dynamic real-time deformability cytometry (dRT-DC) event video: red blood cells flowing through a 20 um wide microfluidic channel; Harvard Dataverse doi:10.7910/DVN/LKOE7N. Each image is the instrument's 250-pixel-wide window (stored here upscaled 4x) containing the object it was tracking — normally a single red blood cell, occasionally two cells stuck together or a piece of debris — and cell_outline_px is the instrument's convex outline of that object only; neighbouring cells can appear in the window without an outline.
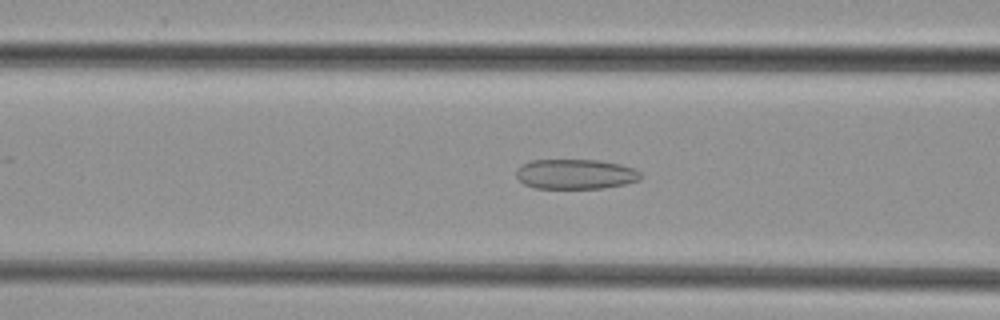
{"species": "common noctule bat (a hibernating species)", "species_latin": "Nyctalus noctula", "temperature_condition": "cold", "stored_images_in_passage": 41, "camera_frame_rate_fps": 3000, "um_per_image_px": 0.085, "animal": {"sex": "female", "body_mass_g": 29.2, "forearm_length_mm": 56.3}, "frame": {"image": 1, "passage_image": 12, "time_ms": 3.667, "image_size_px": [1000, 320], "cell_outline_px": [[640, 180], [624, 184], [604, 188], [536, 188], [524, 184], [516, 176], [516, 168], [520, 164], [532, 160], [600, 160], [620, 164], [636, 168], [640, 172]], "centroid_in_image_um": [48.91, 14.79], "position_along_channel_um": 117.7, "area_um2": 21.85}}
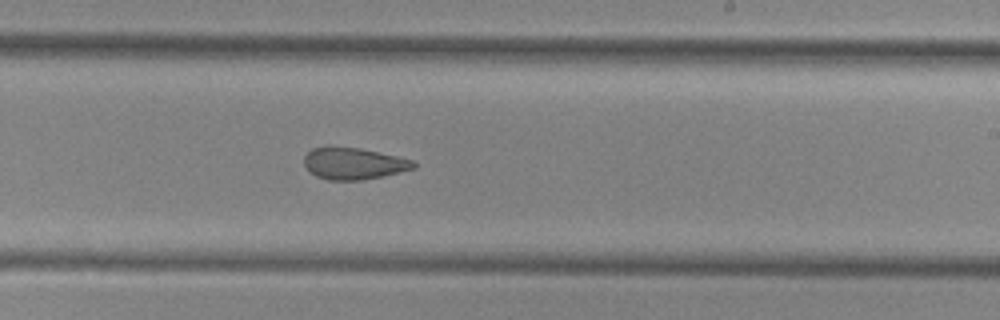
{"frame": {"image": 2, "passage_image": 22, "time_ms": 7.0, "image_size_px": [1000, 320], "cell_outline_px": [[416, 168], [384, 176], [360, 180], [328, 180], [316, 176], [304, 164], [304, 156], [312, 148], [324, 144], [328, 144], [360, 148], [396, 156], [412, 160], [416, 164]], "centroid_in_image_um": [30.02, 13.87], "position_along_channel_um": 259.0, "area_um2": 20.58}}
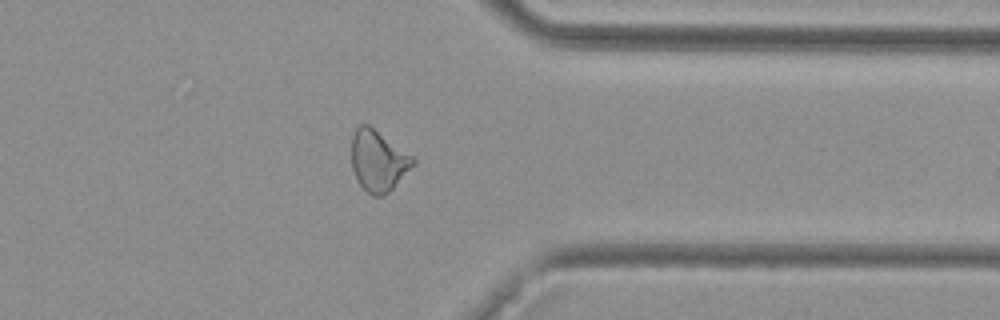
{"frame": {"image": 3, "passage_image": 31, "time_ms": 10.0, "image_size_px": [1000, 320], "cell_outline_px": [[416, 164], [388, 192], [380, 196], [372, 196], [356, 180], [352, 168], [352, 136], [356, 128], [360, 124], [368, 124], [412, 156], [416, 160]], "centroid_in_image_um": [32.14, 13.67], "position_along_channel_um": 379.3, "area_um2": 21.62}}